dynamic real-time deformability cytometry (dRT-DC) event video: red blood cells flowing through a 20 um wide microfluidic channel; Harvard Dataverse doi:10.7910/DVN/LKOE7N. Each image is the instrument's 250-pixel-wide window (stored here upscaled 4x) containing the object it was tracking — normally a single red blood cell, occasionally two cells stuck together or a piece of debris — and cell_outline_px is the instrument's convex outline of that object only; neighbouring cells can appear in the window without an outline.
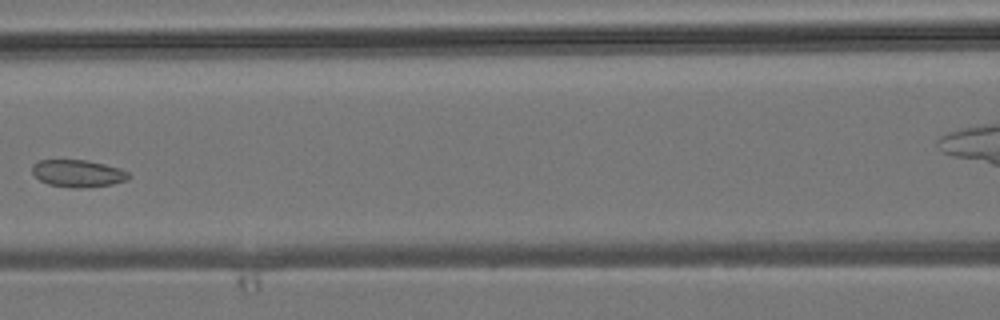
{"species": "common noctule bat (a hibernating species)", "species_latin": "Nyctalus noctula", "temperature_condition": "room temperature", "stored_images_in_passage": 8, "camera_frame_rate_fps": 3000, "um_per_image_px": 0.085, "animal": {"sex": "male", "body_mass_g": 19.2, "forearm_length_mm": 51.8}, "frame": {"image": 1, "passage_image": 7, "time_ms": 7.0, "image_size_px": [1000, 320], "cell_outline_px": [[128, 180], [112, 184], [76, 188], [72, 188], [48, 184], [40, 180], [32, 172], [32, 164], [40, 160], [88, 160], [120, 168], [128, 172]], "centroid_in_image_um": [6.61, 14.73], "position_along_channel_um": 160.0, "area_um2": 15.2}}